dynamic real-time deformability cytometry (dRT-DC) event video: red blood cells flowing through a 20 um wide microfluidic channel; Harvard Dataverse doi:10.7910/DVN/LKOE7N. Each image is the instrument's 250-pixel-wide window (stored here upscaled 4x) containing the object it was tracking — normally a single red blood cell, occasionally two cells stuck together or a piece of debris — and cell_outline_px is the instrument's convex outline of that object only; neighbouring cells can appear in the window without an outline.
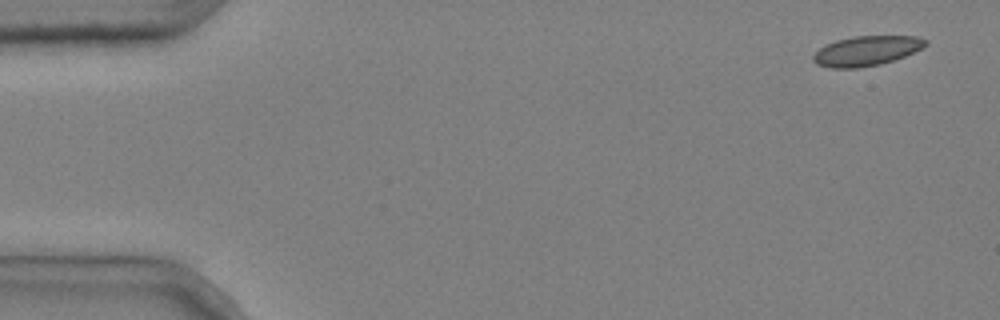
{"species": "common noctule bat (a hibernating species)", "species_latin": "Nyctalus noctula", "temperature_condition": "cold", "stored_images_in_passage": 5, "camera_frame_rate_fps": 3000, "um_per_image_px": 0.085, "animal": {"sex": "male", "body_mass_g": 20.4}, "frame": {"image": 1, "passage_image": 1, "time_ms": 0.0, "image_size_px": [1000, 320], "cell_outline_px": [[928, 44], [904, 56], [880, 64], [856, 68], [828, 68], [816, 64], [812, 60], [812, 56], [820, 48], [836, 40], [852, 36], [916, 36], [928, 40]], "centroid_in_image_um": [73.62, 4.32], "position_along_channel_um": 11.4, "area_um2": 19.36}}
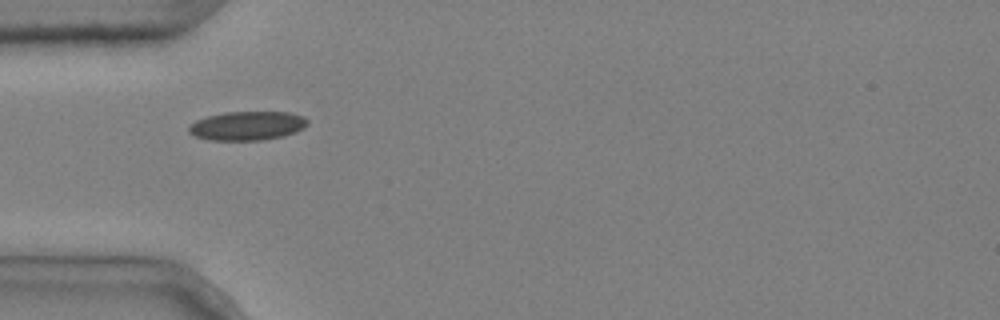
{"frame": {"image": 2, "passage_image": 4, "time_ms": 1.0, "image_size_px": [1000, 320], "cell_outline_px": [[308, 124], [304, 128], [296, 132], [284, 136], [264, 140], [208, 140], [196, 136], [188, 132], [188, 128], [196, 120], [208, 116], [224, 112], [288, 112], [304, 116], [308, 120]], "centroid_in_image_um": [21.05, 10.69], "position_along_channel_um": 63.9, "area_um2": 20.11}}